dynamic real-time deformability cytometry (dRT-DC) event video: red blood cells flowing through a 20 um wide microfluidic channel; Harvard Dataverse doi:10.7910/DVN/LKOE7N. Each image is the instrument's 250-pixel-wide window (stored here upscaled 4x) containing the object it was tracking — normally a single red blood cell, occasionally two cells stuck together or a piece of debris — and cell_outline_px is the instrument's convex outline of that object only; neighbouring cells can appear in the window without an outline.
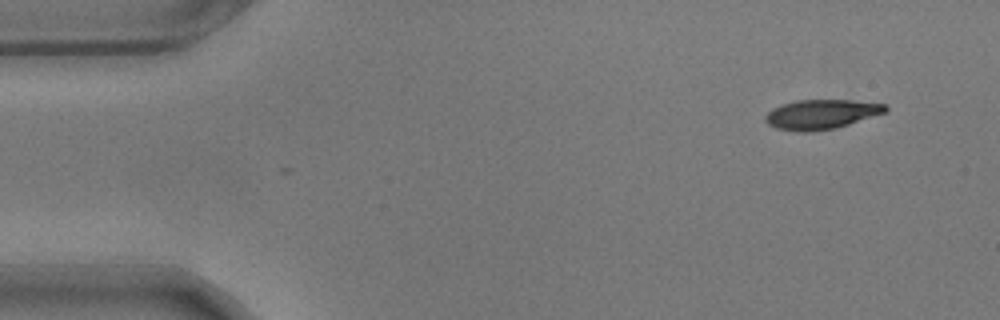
{"species": "common noctule bat (a hibernating species)", "species_latin": "Nyctalus noctula", "temperature_condition": "warm", "stored_images_in_passage": 2, "camera_frame_rate_fps": 3000, "um_per_image_px": 0.085, "animal": {"sex": "male", "body_mass_g": 17.9}, "frame": {"image": 1, "passage_image": 2, "time_ms": 0.333, "image_size_px": [1000, 320], "cell_outline_px": [[888, 108], [884, 112], [836, 128], [812, 132], [796, 132], [776, 128], [768, 124], [764, 120], [764, 116], [772, 108], [796, 100], [852, 100], [888, 104]], "centroid_in_image_um": [69.77, 9.72], "position_along_channel_um": 15.2, "area_um2": 20.69}}